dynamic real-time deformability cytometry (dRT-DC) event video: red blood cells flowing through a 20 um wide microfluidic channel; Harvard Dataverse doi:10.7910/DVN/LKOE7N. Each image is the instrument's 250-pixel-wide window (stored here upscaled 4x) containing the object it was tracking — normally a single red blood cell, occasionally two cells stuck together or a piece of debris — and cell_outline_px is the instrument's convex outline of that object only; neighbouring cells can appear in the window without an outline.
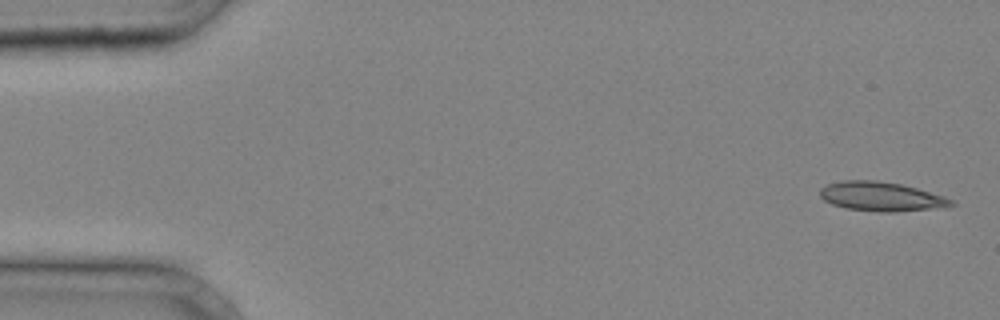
{"species": "common noctule bat (a hibernating species)", "species_latin": "Nyctalus noctula", "temperature_condition": "cold", "stored_images_in_passage": 10, "camera_frame_rate_fps": 3000, "um_per_image_px": 0.085, "animal": {"sex": "male", "body_mass_g": 20.4}, "frame": {"image": 1, "passage_image": 1, "time_ms": 0.0, "image_size_px": [1000, 320], "cell_outline_px": [[956, 204], [944, 208], [896, 212], [876, 212], [848, 208], [832, 204], [824, 200], [820, 196], [820, 188], [828, 184], [844, 180], [876, 180], [900, 184], [916, 188], [944, 196], [952, 200]], "centroid_in_image_um": [74.94, 16.71], "position_along_channel_um": 10.1, "area_um2": 22.43}}
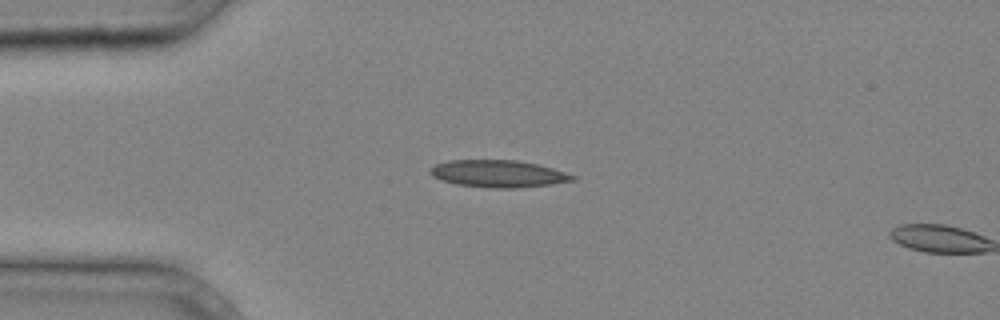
{"frame": {"image": 2, "passage_image": 9, "time_ms": 2.667, "image_size_px": [1000, 320], "cell_outline_px": [[576, 180], [552, 184], [520, 188], [488, 188], [456, 184], [440, 180], [432, 176], [428, 172], [436, 164], [448, 160], [516, 160], [536, 164], [552, 168], [576, 176]], "centroid_in_image_um": [42.34, 14.77], "position_along_channel_um": 42.7, "area_um2": 22.6}}